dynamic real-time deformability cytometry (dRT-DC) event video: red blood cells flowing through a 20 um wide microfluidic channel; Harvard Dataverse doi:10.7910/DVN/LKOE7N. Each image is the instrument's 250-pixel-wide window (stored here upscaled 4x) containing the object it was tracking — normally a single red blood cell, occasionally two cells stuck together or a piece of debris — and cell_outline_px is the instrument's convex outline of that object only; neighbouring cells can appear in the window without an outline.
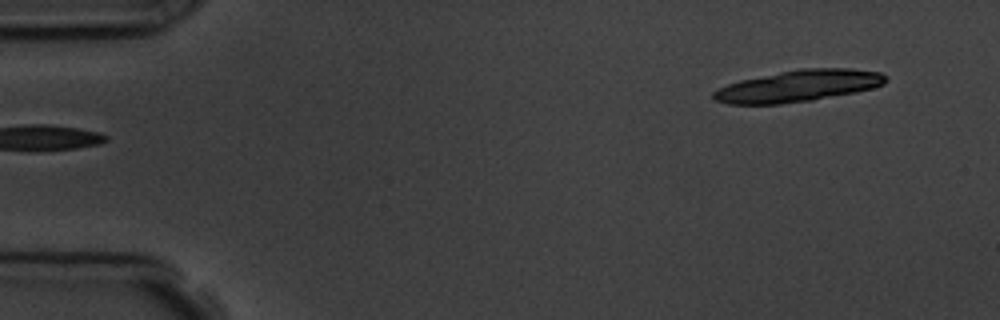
{"species": "common noctule bat (a hibernating species)", "species_latin": "Nyctalus noctula", "temperature_condition": "room temperature", "stored_images_in_passage": 4, "camera_frame_rate_fps": 3000, "um_per_image_px": 0.085, "animal": {"sex": "male", "body_mass_g": 19.5, "forearm_length_mm": 54.6}, "frame": {"image": 1, "passage_image": 1, "time_ms": 0.0, "image_size_px": [1000, 320], "cell_outline_px": [[888, 80], [884, 84], [872, 88], [856, 92], [812, 100], [780, 104], [728, 104], [716, 100], [712, 96], [712, 92], [728, 84], [740, 80], [800, 68], [848, 68], [880, 72], [888, 76]], "centroid_in_image_um": [67.89, 7.3], "position_along_channel_um": 17.1, "area_um2": 31.67}}